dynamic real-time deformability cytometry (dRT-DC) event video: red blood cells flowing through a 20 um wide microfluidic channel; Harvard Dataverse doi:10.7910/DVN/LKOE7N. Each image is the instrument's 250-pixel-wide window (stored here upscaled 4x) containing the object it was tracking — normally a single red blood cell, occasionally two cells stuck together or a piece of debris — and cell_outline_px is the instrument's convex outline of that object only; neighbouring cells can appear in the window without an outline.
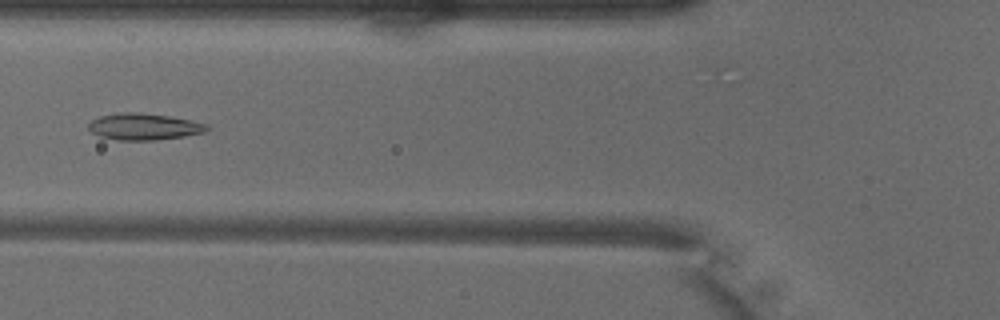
{"species": "common noctule bat (a hibernating species)", "species_latin": "Nyctalus noctula", "temperature_condition": "warm", "stored_images_in_passage": 26, "camera_frame_rate_fps": 3000, "um_per_image_px": 0.085, "animal": {"sex": "male", "body_mass_g": 18.8}, "frame": {"image": 1, "passage_image": 8, "time_ms": 2.333, "image_size_px": [1000, 320], "cell_outline_px": [[208, 128], [204, 132], [184, 136], [156, 140], [116, 140], [100, 136], [92, 132], [88, 128], [88, 124], [92, 120], [100, 116], [120, 112], [140, 112], [168, 116], [208, 124]], "centroid_in_image_um": [12.2, 10.76], "position_along_channel_um": 113.6, "area_um2": 18.21}}
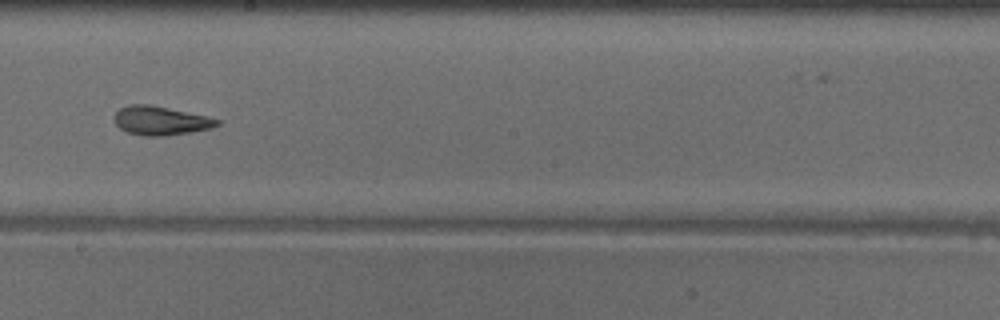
{"frame": {"image": 2, "passage_image": 17, "time_ms": 5.333, "image_size_px": [1000, 320], "cell_outline_px": [[220, 124], [212, 128], [164, 136], [144, 136], [128, 132], [120, 128], [116, 124], [112, 116], [120, 108], [128, 104], [148, 104], [168, 108], [204, 116], [220, 120]], "centroid_in_image_um": [13.6, 10.25], "position_along_channel_um": 234.6, "area_um2": 17.11}}
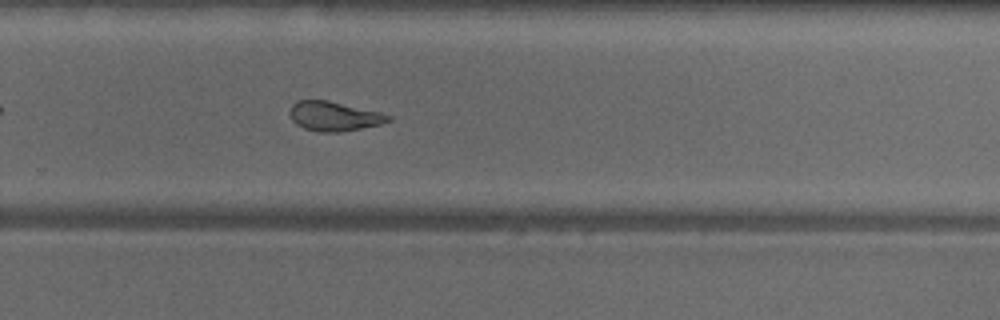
{"frame": {"image": 3, "passage_image": 22, "time_ms": 7.0, "image_size_px": [1000, 320], "cell_outline_px": [[392, 120], [380, 124], [340, 132], [320, 132], [304, 128], [296, 124], [292, 120], [288, 112], [292, 104], [296, 100], [328, 100], [380, 112], [392, 116]], "centroid_in_image_um": [28.37, 9.87], "position_along_channel_um": 301.4, "area_um2": 16.94}}